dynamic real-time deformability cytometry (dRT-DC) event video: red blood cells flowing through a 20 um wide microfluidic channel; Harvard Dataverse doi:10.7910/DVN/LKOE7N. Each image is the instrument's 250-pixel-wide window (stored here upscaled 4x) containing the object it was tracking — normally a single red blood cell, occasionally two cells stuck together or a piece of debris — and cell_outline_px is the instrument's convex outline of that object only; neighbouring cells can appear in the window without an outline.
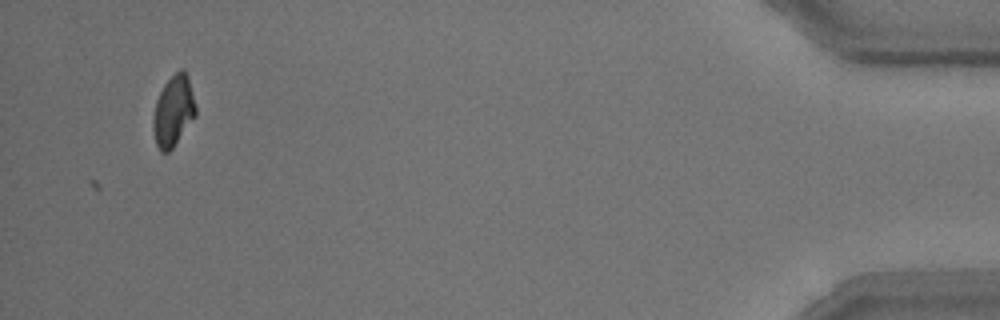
{"species": "common noctule bat (a hibernating species)", "species_latin": "Nyctalus noctula", "temperature_condition": "room temperature", "stored_images_in_passage": 13, "camera_frame_rate_fps": 3000, "um_per_image_px": 0.085, "animal": {"sex": "male", "body_mass_g": 15.6}, "frame": {"image": 1, "passage_image": 13, "time_ms": 16.0, "image_size_px": [1000, 320], "cell_outline_px": [[196, 116], [172, 148], [168, 152], [160, 152], [156, 144], [152, 128], [152, 120], [156, 100], [164, 84], [180, 68], [184, 68], [188, 76], [196, 108]], "centroid_in_image_um": [14.73, 9.44], "position_along_channel_um": 420.5, "area_um2": 17.57}}